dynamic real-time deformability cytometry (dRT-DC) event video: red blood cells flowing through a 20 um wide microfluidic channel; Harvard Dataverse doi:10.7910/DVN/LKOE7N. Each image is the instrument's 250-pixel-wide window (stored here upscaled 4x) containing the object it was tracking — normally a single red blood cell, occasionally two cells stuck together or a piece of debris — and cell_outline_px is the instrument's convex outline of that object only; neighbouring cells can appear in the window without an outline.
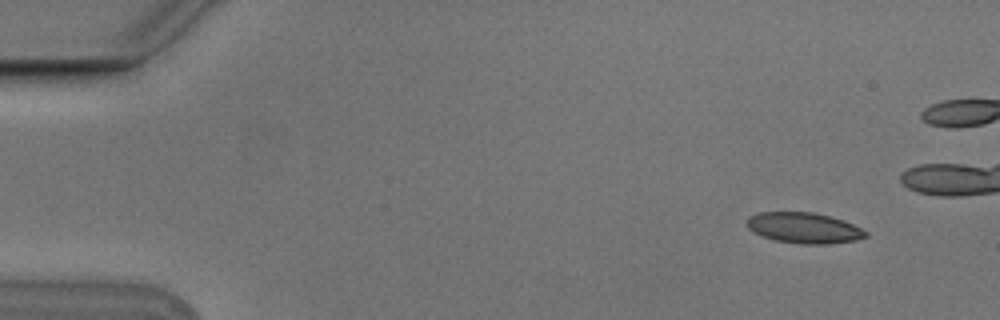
{"species": "Egyptian fruit bat (a non-hibernating species)", "species_latin": "Rousettus aegyptiacus", "temperature_condition": "cold", "stored_images_in_passage": 2, "segment_of_instrument_passage": [2, 2], "camera_frame_rate_fps": 3000, "um_per_image_px": 0.085, "animal": {"sex": "male"}, "frame": {"image": 1, "passage_image": 2, "time_ms": 0.333, "image_size_px": [1000, 320], "cell_outline_px": [[868, 236], [856, 240], [828, 244], [800, 244], [776, 240], [764, 236], [748, 228], [748, 216], [760, 212], [812, 212], [844, 220], [868, 232]], "centroid_in_image_um": [68.37, 19.37], "position_along_channel_um": 16.6, "area_um2": 21.04}}